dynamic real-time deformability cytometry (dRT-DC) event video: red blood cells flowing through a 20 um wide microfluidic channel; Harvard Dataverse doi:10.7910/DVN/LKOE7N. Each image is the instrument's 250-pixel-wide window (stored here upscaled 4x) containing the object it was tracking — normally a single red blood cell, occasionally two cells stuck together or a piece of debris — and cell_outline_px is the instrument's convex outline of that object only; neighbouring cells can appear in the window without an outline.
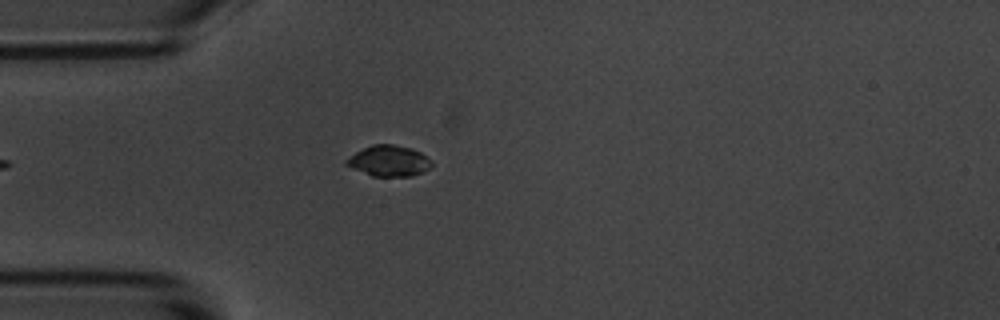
{"species": "common noctule bat (a hibernating species)", "species_latin": "Nyctalus noctula", "temperature_condition": "room temperature", "stored_images_in_passage": 4, "camera_frame_rate_fps": 3000, "um_per_image_px": 0.085, "animal": {"sex": "male", "body_mass_g": 20.1, "forearm_length_mm": 53.5}, "frame": {"image": 1, "passage_image": 4, "time_ms": 3.333, "image_size_px": [1000, 320], "cell_outline_px": [[432, 168], [424, 172], [412, 176], [372, 176], [344, 164], [344, 160], [356, 152], [372, 144], [392, 144], [412, 148], [420, 152], [432, 160]], "centroid_in_image_um": [33.09, 13.68], "position_along_channel_um": 51.9, "area_um2": 15.43}}